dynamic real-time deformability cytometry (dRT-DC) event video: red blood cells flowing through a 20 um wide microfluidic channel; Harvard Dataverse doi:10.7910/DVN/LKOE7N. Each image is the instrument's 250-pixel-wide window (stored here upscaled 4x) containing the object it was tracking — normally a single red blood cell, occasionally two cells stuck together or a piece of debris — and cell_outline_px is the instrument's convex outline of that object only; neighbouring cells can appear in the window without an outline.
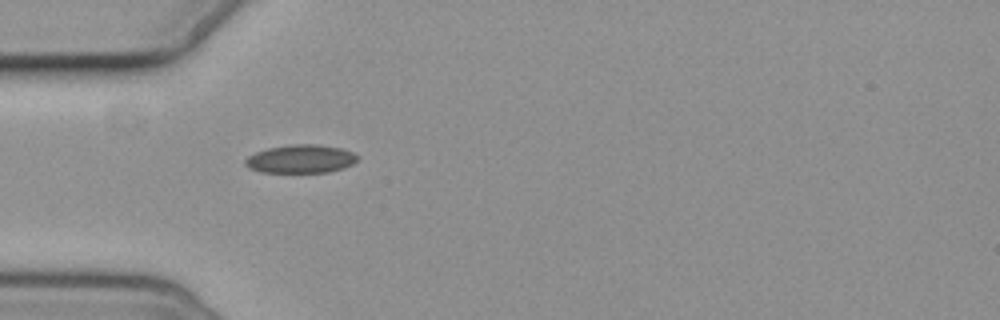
{"species": "common noctule bat (a hibernating species)", "species_latin": "Nyctalus noctula", "temperature_condition": "cold", "stored_images_in_passage": 4, "camera_frame_rate_fps": 3000, "um_per_image_px": 0.085, "animal": {"sex": "female", "body_mass_g": 19.3, "forearm_length_mm": 54.1}, "frame": {"image": 1, "passage_image": 4, "time_ms": 4.0, "image_size_px": [1000, 320], "cell_outline_px": [[356, 160], [352, 164], [344, 168], [328, 172], [260, 172], [248, 168], [244, 164], [244, 160], [248, 156], [256, 152], [268, 148], [292, 144], [316, 144], [340, 148], [352, 152], [356, 156]], "centroid_in_image_um": [25.52, 13.51], "position_along_channel_um": 59.5, "area_um2": 18.44}}